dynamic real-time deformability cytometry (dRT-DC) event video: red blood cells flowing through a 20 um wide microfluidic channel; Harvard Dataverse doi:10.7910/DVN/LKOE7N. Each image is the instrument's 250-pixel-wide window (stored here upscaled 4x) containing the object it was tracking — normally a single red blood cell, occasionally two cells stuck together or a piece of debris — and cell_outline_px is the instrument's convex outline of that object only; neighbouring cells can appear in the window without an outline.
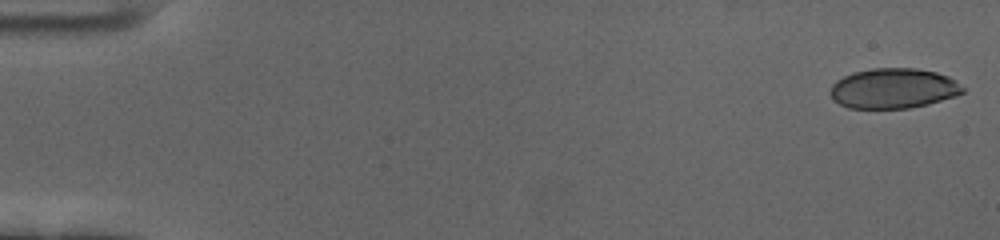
{"species": "human", "species_latin": "Homo sapiens", "temperature_condition": "cold", "stored_images_in_passage": 59, "camera_frame_rate_fps": 3000, "um_per_image_px": 0.085, "donor": {"sex": "female"}, "frame": {"image": 1, "passage_image": 1, "time_ms": 0.0, "image_size_px": [1000, 240], "cell_outline_px": [[964, 92], [956, 96], [928, 104], [908, 108], [848, 108], [840, 104], [832, 96], [832, 84], [836, 80], [852, 72], [872, 68], [916, 68], [936, 72], [948, 76], [956, 80], [964, 88]], "centroid_in_image_um": [75.97, 7.5], "position_along_channel_um": 9.0, "area_um2": 30.92}}
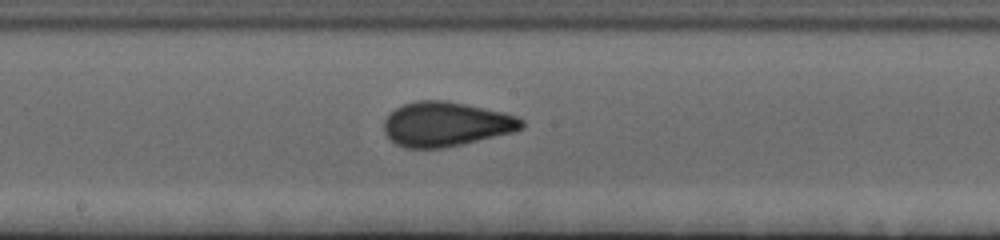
{"frame": {"image": 2, "passage_image": 32, "time_ms": 10.333, "image_size_px": [1000, 240], "cell_outline_px": [[524, 128], [516, 132], [460, 144], [440, 148], [404, 148], [396, 144], [384, 132], [384, 120], [388, 112], [404, 104], [416, 100], [444, 100], [504, 112], [516, 116], [524, 120]], "centroid_in_image_um": [37.91, 10.55], "position_along_channel_um": 210.3, "area_um2": 35.78}}
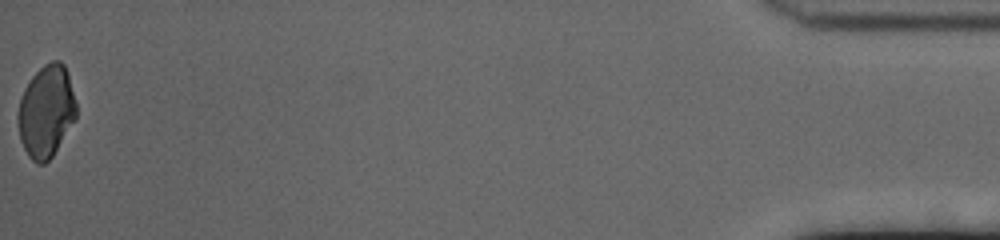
{"frame": {"image": 3, "passage_image": 59, "time_ms": 19.333, "image_size_px": [1000, 240], "cell_outline_px": [[76, 120], [52, 156], [44, 164], [36, 164], [28, 156], [20, 140], [16, 120], [16, 116], [20, 96], [24, 88], [32, 76], [44, 64], [52, 60], [60, 60], [64, 64], [68, 72], [76, 104]], "centroid_in_image_um": [3.91, 9.46], "position_along_channel_um": 431.3, "area_um2": 31.79}, "authors_computed_cell_mechanics": {"area_um2": 33.7552, "velocity_mm_per_s": 3.4547, "shape_relaxation_time_tau1_ms": 3.8421, "shape_relaxation_time_tau2_ms": 0.9661, "deformation_change_tau1": 0.1319, "deformation_change_tau2": 0.0558}}